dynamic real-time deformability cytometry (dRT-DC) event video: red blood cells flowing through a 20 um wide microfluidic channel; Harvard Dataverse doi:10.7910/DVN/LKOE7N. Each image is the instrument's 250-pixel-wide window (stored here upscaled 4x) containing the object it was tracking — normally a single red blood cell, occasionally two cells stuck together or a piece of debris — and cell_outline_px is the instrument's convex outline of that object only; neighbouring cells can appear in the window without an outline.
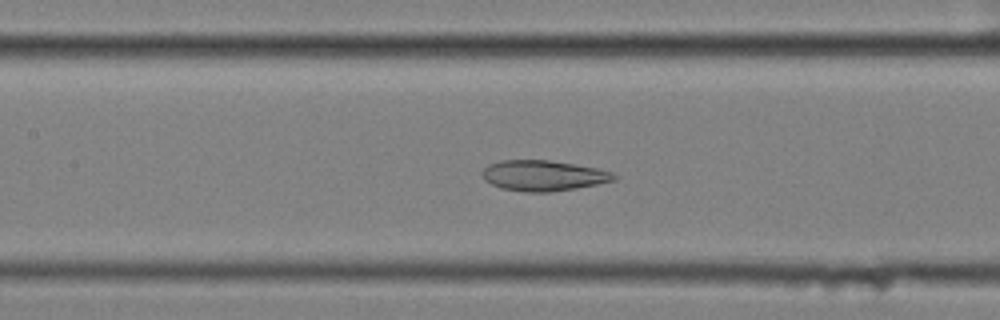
{"species": "common noctule bat (a hibernating species)", "species_latin": "Nyctalus noctula", "temperature_condition": "cold", "stored_images_in_passage": 58, "camera_frame_rate_fps": 3000, "um_per_image_px": 0.085, "animal": {"sex": "female", "body_mass_g": 25.1}, "frame": {"image": 1, "passage_image": 27, "time_ms": 8.667, "image_size_px": [1000, 320], "cell_outline_px": [[620, 176], [616, 180], [576, 188], [552, 192], [524, 192], [500, 188], [484, 180], [480, 172], [488, 164], [500, 160], [548, 160], [596, 168], [612, 172]], "centroid_in_image_um": [46.16, 14.93], "position_along_channel_um": 161.2, "area_um2": 23.58}}
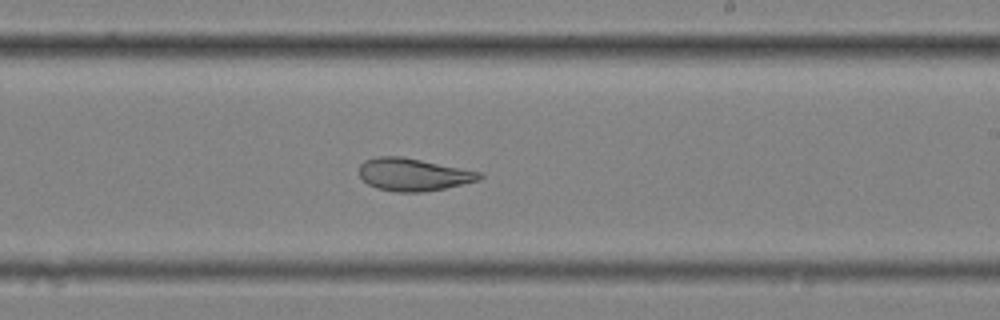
{"frame": {"image": 2, "passage_image": 35, "time_ms": 11.333, "image_size_px": [1000, 320], "cell_outline_px": [[484, 176], [480, 180], [444, 188], [424, 192], [396, 192], [376, 188], [368, 184], [360, 176], [360, 164], [364, 160], [376, 156], [400, 156], [484, 172]], "centroid_in_image_um": [35.15, 14.83], "position_along_channel_um": 253.8, "area_um2": 22.95}}
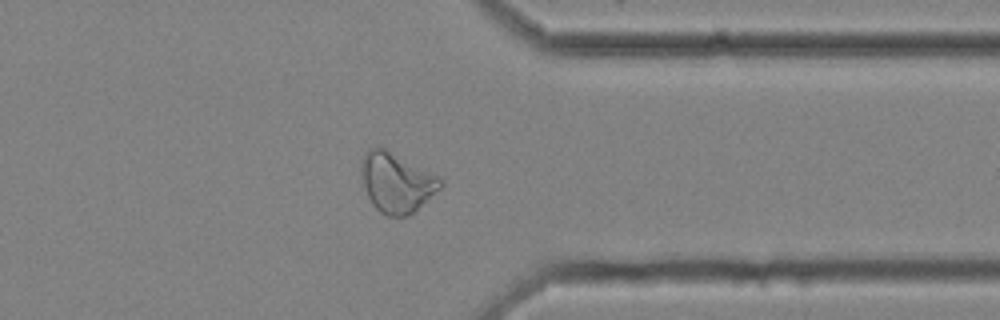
{"frame": {"image": 3, "passage_image": 46, "time_ms": 15.0, "image_size_px": [1000, 320], "cell_outline_px": [[444, 184], [440, 188], [408, 216], [388, 216], [380, 212], [372, 204], [368, 196], [360, 176], [360, 160], [368, 148], [376, 144], [444, 176]], "centroid_in_image_um": [33.71, 15.45], "position_along_channel_um": 377.7, "area_um2": 28.26}, "authors_computed_cell_mechanics": {"area_um2": 29.7092, "velocity_mm_per_s": 3.4835, "shape_relaxation_time_tau1_ms": null, "shape_relaxation_time_tau2_ms": 2.4257, "deformation_change_tau1": null, "deformation_change_tau2": 0.0947}}